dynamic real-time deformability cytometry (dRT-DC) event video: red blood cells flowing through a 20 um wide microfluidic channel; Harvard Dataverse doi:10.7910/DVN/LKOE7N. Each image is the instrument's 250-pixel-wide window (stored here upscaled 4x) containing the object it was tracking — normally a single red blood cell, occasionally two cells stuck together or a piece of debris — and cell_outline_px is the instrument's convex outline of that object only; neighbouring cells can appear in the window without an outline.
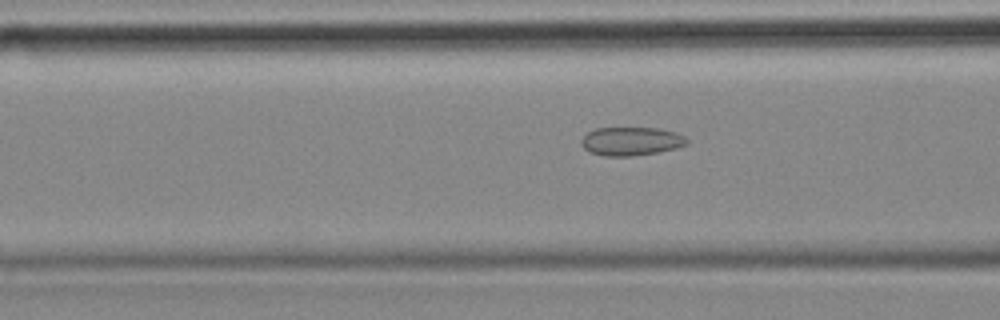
{"species": "common noctule bat (a hibernating species)", "species_latin": "Nyctalus noctula", "temperature_condition": "cold", "stored_images_in_passage": 24, "camera_frame_rate_fps": 3000, "um_per_image_px": 0.085, "animal": {"sex": "female", "body_mass_g": 18.4}, "frame": {"image": 1, "passage_image": 14, "time_ms": 4.333, "image_size_px": [1000, 320], "cell_outline_px": [[688, 144], [676, 148], [656, 152], [632, 156], [604, 156], [588, 152], [580, 144], [580, 140], [588, 132], [596, 128], [660, 128], [676, 132], [684, 136], [688, 140]], "centroid_in_image_um": [53.63, 12.0], "position_along_channel_um": 113.0, "area_um2": 17.63}}